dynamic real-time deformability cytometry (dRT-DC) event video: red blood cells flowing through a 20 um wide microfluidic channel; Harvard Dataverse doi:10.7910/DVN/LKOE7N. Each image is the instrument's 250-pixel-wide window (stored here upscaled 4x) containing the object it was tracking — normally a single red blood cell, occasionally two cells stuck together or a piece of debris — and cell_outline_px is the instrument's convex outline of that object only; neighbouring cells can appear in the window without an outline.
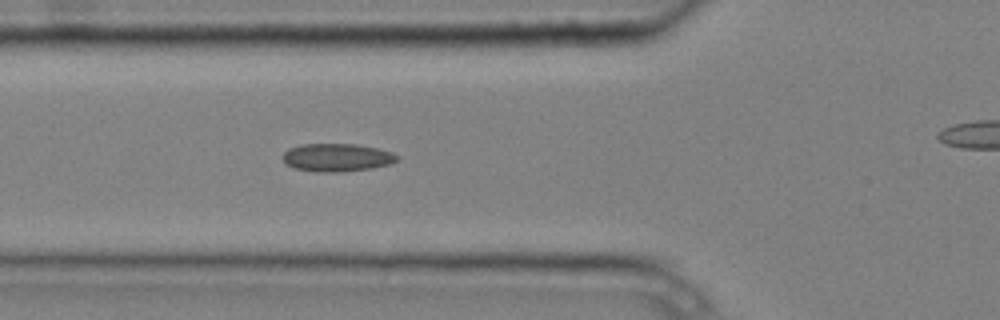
{"species": "common noctule bat (a hibernating species)", "species_latin": "Nyctalus noctula", "temperature_condition": "cold", "stored_images_in_passage": 6, "segment_of_instrument_passage": [1, 2], "camera_frame_rate_fps": 3000, "um_per_image_px": 0.085, "animal": {"sex": "male", "body_mass_g": 20.4}, "frame": {"image": 1, "passage_image": 5, "time_ms": 1.333, "image_size_px": [1000, 320], "cell_outline_px": [[400, 160], [392, 164], [372, 168], [340, 172], [316, 172], [292, 168], [284, 164], [280, 156], [288, 148], [300, 144], [356, 144], [380, 148], [392, 152], [400, 156]], "centroid_in_image_um": [28.63, 13.39], "position_along_channel_um": 97.2, "area_um2": 19.25}}